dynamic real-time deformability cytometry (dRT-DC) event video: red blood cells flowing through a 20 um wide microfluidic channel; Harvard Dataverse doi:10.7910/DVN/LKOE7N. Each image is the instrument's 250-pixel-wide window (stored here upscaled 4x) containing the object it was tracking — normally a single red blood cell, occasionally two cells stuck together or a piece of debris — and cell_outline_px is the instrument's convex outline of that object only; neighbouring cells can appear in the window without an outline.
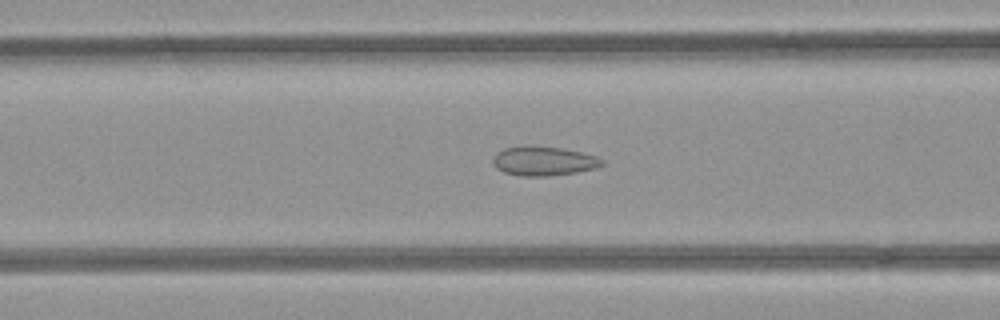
{"species": "common noctule bat (a hibernating species)", "species_latin": "Nyctalus noctula", "temperature_condition": "room temperature", "stored_images_in_passage": 8, "camera_frame_rate_fps": 3000, "um_per_image_px": 0.085, "animal": {"sex": "female", "body_mass_g": 21.9}, "frame": {"image": 1, "passage_image": 6, "time_ms": 1.667, "image_size_px": [1000, 320], "cell_outline_px": [[608, 164], [596, 168], [576, 172], [548, 176], [520, 176], [504, 172], [496, 168], [492, 160], [492, 156], [496, 152], [504, 148], [560, 148], [580, 152], [596, 156], [604, 160]], "centroid_in_image_um": [46.25, 13.73], "position_along_channel_um": 120.4, "area_um2": 18.15}}